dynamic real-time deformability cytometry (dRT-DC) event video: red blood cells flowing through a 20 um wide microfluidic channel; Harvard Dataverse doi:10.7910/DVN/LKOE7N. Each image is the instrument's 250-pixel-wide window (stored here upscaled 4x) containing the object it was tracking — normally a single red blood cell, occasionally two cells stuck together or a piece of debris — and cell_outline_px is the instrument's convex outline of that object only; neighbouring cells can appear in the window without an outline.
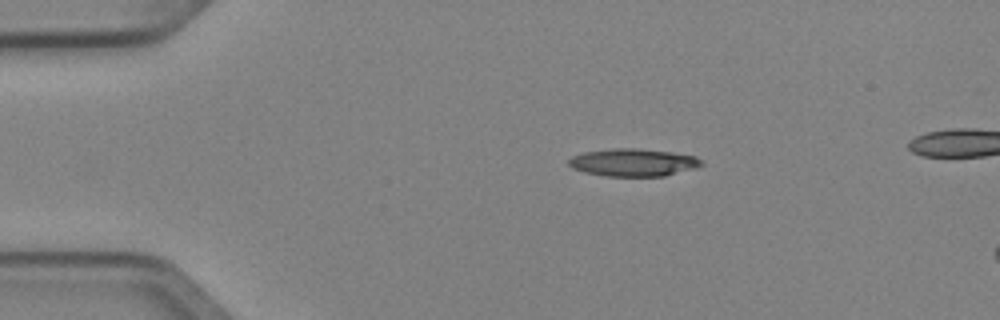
{"species": "Egyptian fruit bat (a non-hibernating species)", "species_latin": "Rousettus aegyptiacus", "temperature_condition": "cold", "stored_images_in_passage": 3, "camera_frame_rate_fps": 3000, "um_per_image_px": 0.085, "animal": {"sex": "female"}, "frame": {"image": 1, "passage_image": 1, "time_ms": 0.0, "image_size_px": [1000, 320], "cell_outline_px": [[704, 164], [696, 168], [664, 176], [608, 176], [584, 172], [572, 168], [568, 164], [568, 160], [572, 156], [584, 152], [616, 148], [636, 148], [672, 152], [696, 156], [704, 160]], "centroid_in_image_um": [53.86, 13.81], "position_along_channel_um": 31.1, "area_um2": 21.44}}